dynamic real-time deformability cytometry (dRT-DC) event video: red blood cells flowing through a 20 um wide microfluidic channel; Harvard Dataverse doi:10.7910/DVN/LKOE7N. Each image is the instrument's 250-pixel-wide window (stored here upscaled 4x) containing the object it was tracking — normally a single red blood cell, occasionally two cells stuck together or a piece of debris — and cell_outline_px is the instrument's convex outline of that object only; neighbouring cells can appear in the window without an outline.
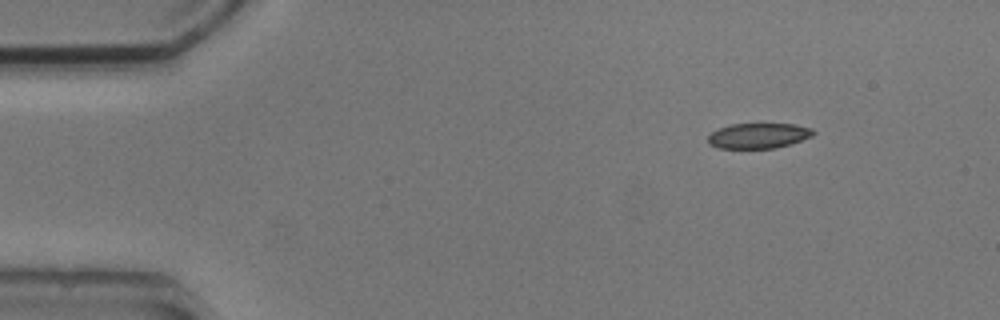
{"species": "common noctule bat (a hibernating species)", "species_latin": "Nyctalus noctula", "temperature_condition": "cold", "stored_images_in_passage": 2, "camera_frame_rate_fps": 3000, "um_per_image_px": 0.085, "animal": {"sex": "male", "body_mass_g": 20.5, "forearm_length_mm": 52.5}, "frame": {"image": 1, "passage_image": 2, "time_ms": 1.0, "image_size_px": [1000, 320], "cell_outline_px": [[816, 132], [812, 136], [776, 148], [716, 148], [708, 144], [708, 136], [712, 132], [720, 128], [732, 124], [796, 124], [812, 128]], "centroid_in_image_um": [64.46, 11.53], "position_along_channel_um": 20.5, "area_um2": 15.43}}